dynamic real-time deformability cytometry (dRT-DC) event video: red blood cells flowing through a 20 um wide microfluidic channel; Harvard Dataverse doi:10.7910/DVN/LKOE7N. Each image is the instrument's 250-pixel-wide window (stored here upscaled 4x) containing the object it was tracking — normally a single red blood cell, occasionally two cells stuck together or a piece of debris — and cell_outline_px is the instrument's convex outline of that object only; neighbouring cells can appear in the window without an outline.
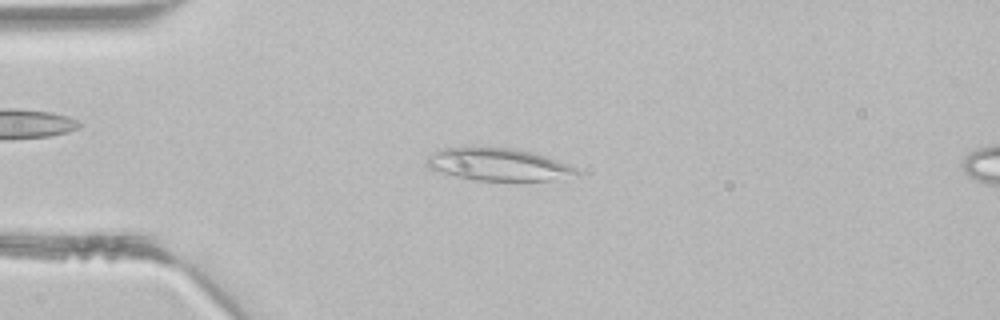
{"species": "common noctule bat (a hibernating species)", "species_latin": "Nyctalus noctula", "temperature_condition": "room temperature", "stored_images_in_passage": 4, "camera_frame_rate_fps": 3000, "um_per_image_px": 0.085, "animal": {"sex": "male", "body_mass_g": 21.5, "forearm_length_mm": 52.0}, "frame": {"image": 1, "passage_image": 3, "time_ms": 0.667, "image_size_px": [1000, 320], "cell_outline_px": [[580, 172], [576, 176], [548, 180], [476, 180], [456, 176], [440, 172], [428, 168], [428, 156], [444, 148], [512, 148], [544, 156], [556, 160], [576, 168]], "centroid_in_image_um": [42.37, 14.0], "position_along_channel_um": 42.6, "area_um2": 27.51}}